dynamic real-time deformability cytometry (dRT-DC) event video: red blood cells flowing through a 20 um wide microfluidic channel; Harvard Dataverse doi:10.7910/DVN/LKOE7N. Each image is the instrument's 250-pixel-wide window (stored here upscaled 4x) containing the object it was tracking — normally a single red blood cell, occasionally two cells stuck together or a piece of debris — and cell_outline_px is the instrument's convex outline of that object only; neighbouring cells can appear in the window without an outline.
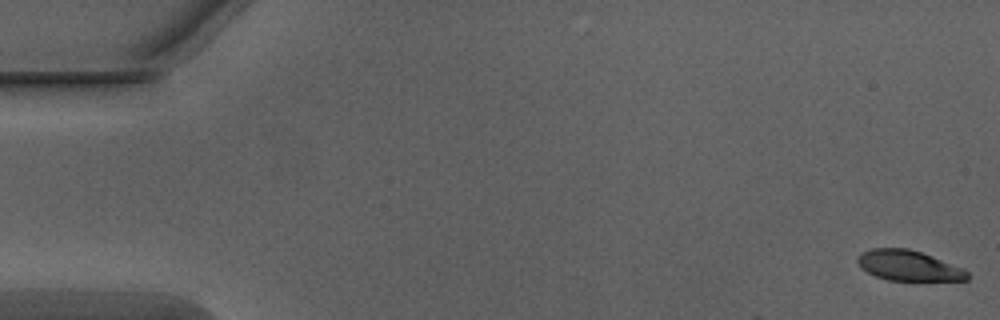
{"species": "Egyptian fruit bat (a non-hibernating species)", "species_latin": "Rousettus aegyptiacus", "temperature_condition": "warm", "stored_images_in_passage": 6, "camera_frame_rate_fps": 3000, "um_per_image_px": 0.085, "animal": {"sex": "male"}, "frame": {"image": 1, "passage_image": 1, "time_ms": 0.0, "image_size_px": [1000, 320], "cell_outline_px": [[968, 280], [888, 280], [876, 276], [860, 268], [856, 260], [864, 252], [872, 248], [908, 248], [932, 256], [964, 268], [968, 272]], "centroid_in_image_um": [77.23, 22.57], "position_along_channel_um": 7.8, "area_um2": 19.19}}